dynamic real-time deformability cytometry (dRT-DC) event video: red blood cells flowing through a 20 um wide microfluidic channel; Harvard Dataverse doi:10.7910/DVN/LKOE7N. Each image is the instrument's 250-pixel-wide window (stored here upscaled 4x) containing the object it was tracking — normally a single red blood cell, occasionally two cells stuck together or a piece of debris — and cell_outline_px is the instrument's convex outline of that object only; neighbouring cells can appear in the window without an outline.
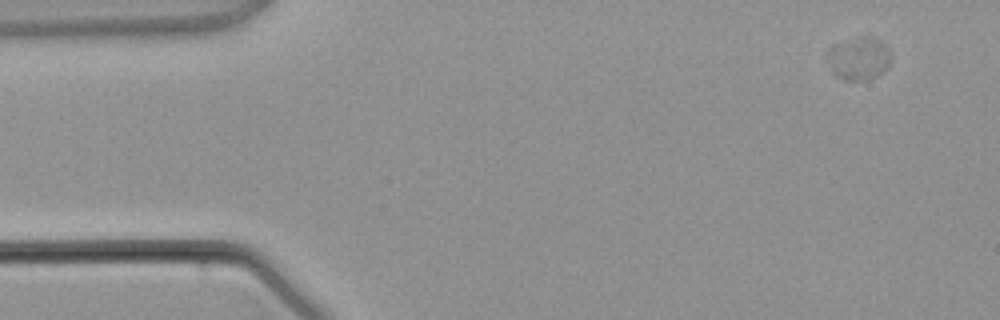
{"species": "common noctule bat (a hibernating species)", "species_latin": "Nyctalus noctula", "temperature_condition": "warm", "stored_images_in_passage": 4, "camera_frame_rate_fps": 3000, "um_per_image_px": 0.085, "animal": {"sex": "male", "body_mass_g": 21.5, "forearm_length_mm": 52.0}, "frame": {"image": 1, "passage_image": 1, "time_ms": 0.0, "image_size_px": [1000, 320], "cell_outline_px": [[892, 56], [888, 68], [876, 76], [868, 80], [844, 80], [836, 76], [832, 72], [828, 52], [828, 48], [832, 44], [864, 36], [872, 36], [880, 40], [892, 52]], "centroid_in_image_um": [73.04, 4.96], "position_along_channel_um": 12.0, "area_um2": 16.01}}
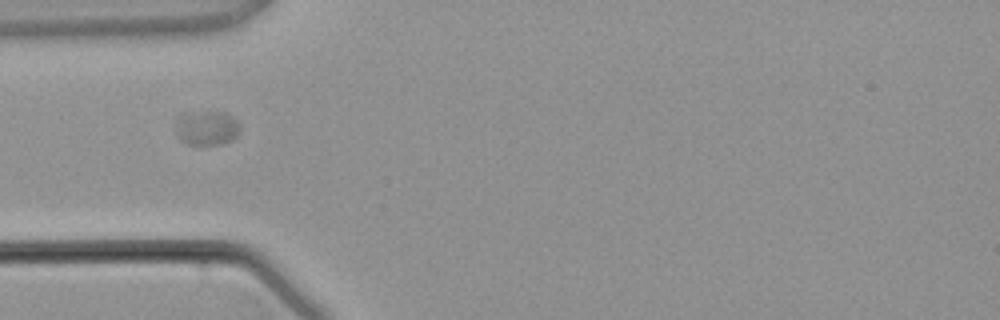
{"frame": {"image": 2, "passage_image": 4, "time_ms": 3.667, "image_size_px": [1000, 320], "cell_outline_px": [[240, 128], [236, 136], [232, 140], [220, 144], [188, 144], [180, 140], [176, 136], [176, 116], [180, 112], [224, 112], [236, 120]], "centroid_in_image_um": [17.5, 10.86], "position_along_channel_um": 67.5, "area_um2": 13.06}}